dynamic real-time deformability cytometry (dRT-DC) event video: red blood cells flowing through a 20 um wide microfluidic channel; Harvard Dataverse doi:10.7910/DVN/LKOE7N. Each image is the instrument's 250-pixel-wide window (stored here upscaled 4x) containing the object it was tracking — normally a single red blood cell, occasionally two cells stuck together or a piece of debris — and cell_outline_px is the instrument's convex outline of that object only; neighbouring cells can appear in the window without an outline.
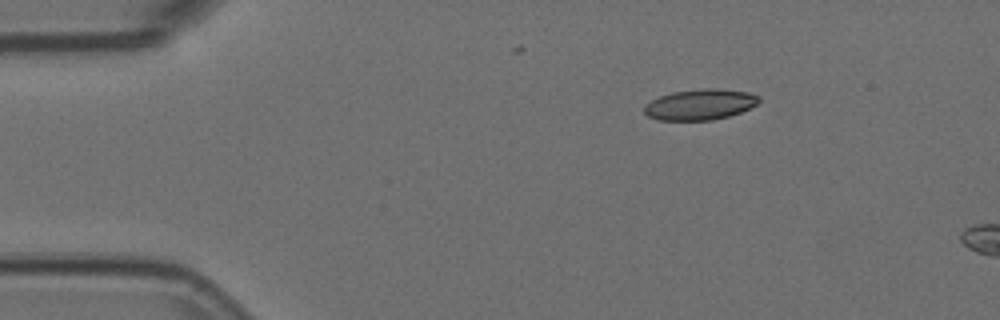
{"species": "Egyptian fruit bat (a non-hibernating species)", "species_latin": "Rousettus aegyptiacus", "temperature_condition": "room temperature", "stored_images_in_passage": 5, "camera_frame_rate_fps": 3000, "um_per_image_px": 0.085, "animal": {"sex": "female"}, "frame": {"image": 1, "passage_image": 1, "time_ms": 0.0, "image_size_px": [1000, 320], "cell_outline_px": [[760, 100], [756, 104], [740, 112], [728, 116], [712, 120], [656, 120], [648, 116], [644, 112], [644, 104], [660, 96], [672, 92], [704, 88], [720, 88], [748, 92], [760, 96]], "centroid_in_image_um": [59.49, 8.88], "position_along_channel_um": 25.5, "area_um2": 20.58}}